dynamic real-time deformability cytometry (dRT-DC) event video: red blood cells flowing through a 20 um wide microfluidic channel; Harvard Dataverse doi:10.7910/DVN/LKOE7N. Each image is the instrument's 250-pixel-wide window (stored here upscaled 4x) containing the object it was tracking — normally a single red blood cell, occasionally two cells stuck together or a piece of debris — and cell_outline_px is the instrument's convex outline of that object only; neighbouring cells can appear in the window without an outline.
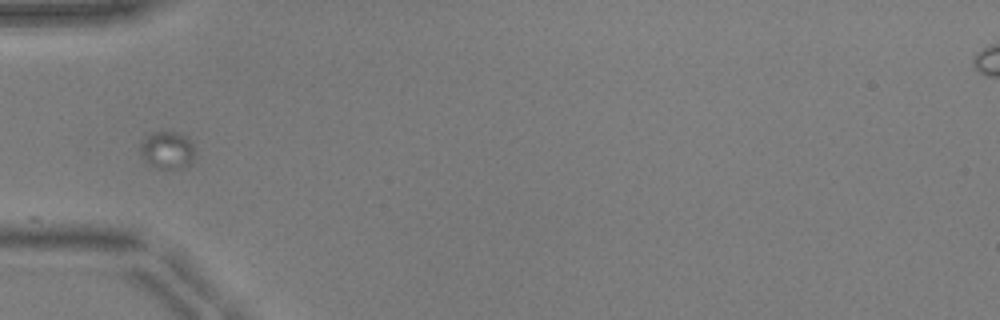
{"species": "common noctule bat (a hibernating species)", "species_latin": "Nyctalus noctula", "temperature_condition": "warm", "stored_images_in_passage": 10, "camera_frame_rate_fps": 3000, "um_per_image_px": 0.085, "animal": {"sex": "male", "body_mass_g": 17.9, "forearm_length_mm": 54.2}, "frame": {"image": 1, "passage_image": 1, "time_ms": 0.0, "image_size_px": [1000, 320], "cell_outline_px": [[196, 152], [192, 160], [184, 168], [156, 168], [148, 164], [140, 156], [140, 144], [152, 132], [176, 132], [184, 136], [192, 144]], "centroid_in_image_um": [14.2, 12.78], "position_along_channel_um": 70.8, "area_um2": 11.85}}